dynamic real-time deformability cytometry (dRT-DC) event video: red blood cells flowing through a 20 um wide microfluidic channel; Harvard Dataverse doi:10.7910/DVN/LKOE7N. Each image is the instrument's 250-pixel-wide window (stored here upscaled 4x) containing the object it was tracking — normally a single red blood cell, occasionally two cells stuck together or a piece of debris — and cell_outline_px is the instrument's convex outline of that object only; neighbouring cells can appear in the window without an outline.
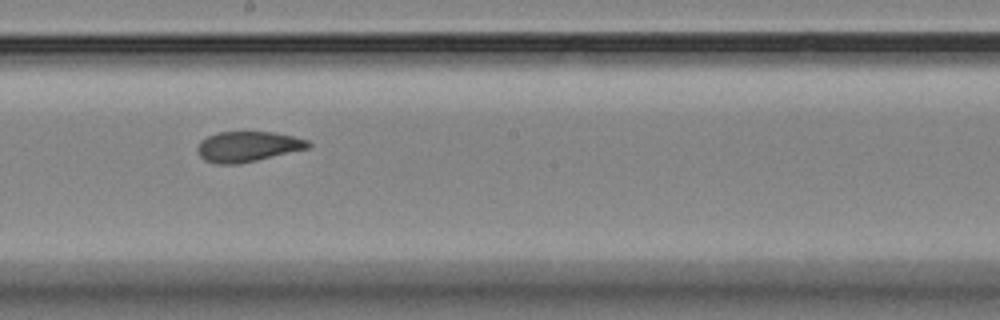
{"species": "Egyptian fruit bat (a non-hibernating species)", "species_latin": "Rousettus aegyptiacus", "temperature_condition": "room temperature", "stored_images_in_passage": 14, "camera_frame_rate_fps": 3000, "um_per_image_px": 0.085, "animal": {"sex": "female"}, "frame": {"image": 1, "passage_image": 8, "time_ms": 8.0, "image_size_px": [1000, 320], "cell_outline_px": [[312, 144], [308, 148], [240, 164], [216, 164], [204, 160], [196, 152], [196, 148], [200, 140], [216, 132], [272, 132], [292, 136], [308, 140]], "centroid_in_image_um": [21.01, 12.46], "position_along_channel_um": 227.2, "area_um2": 19.65}}
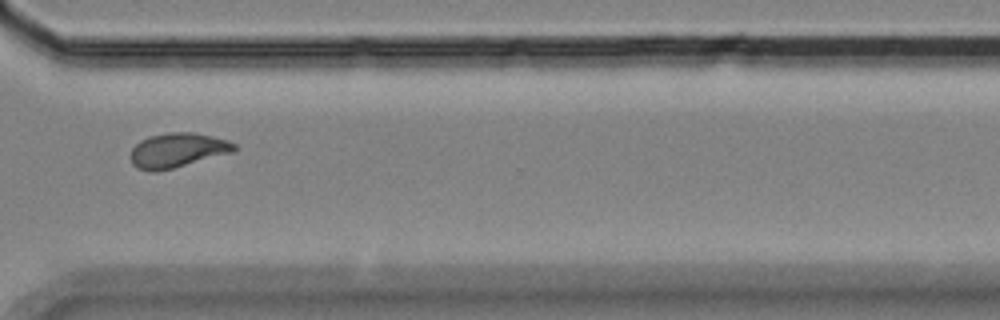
{"frame": {"image": 2, "passage_image": 11, "time_ms": 11.667, "image_size_px": [1000, 320], "cell_outline_px": [[236, 148], [232, 152], [172, 168], [156, 172], [148, 172], [136, 168], [132, 164], [128, 156], [132, 148], [140, 140], [148, 136], [168, 132], [192, 132], [212, 136], [228, 140], [236, 144]], "centroid_in_image_um": [15.01, 12.77], "position_along_channel_um": 355.6, "area_um2": 20.98}}
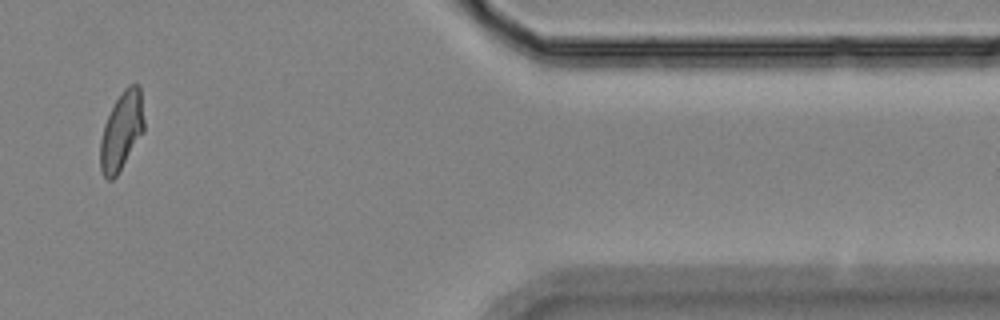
{"frame": {"image": 3, "passage_image": 13, "time_ms": 14.0, "image_size_px": [1000, 320], "cell_outline_px": [[144, 132], [116, 176], [112, 180], [108, 180], [104, 176], [100, 168], [100, 140], [104, 124], [116, 100], [124, 88], [128, 84], [140, 84], [144, 120]], "centroid_in_image_um": [10.34, 11.12], "position_along_channel_um": 401.1, "area_um2": 19.94}}